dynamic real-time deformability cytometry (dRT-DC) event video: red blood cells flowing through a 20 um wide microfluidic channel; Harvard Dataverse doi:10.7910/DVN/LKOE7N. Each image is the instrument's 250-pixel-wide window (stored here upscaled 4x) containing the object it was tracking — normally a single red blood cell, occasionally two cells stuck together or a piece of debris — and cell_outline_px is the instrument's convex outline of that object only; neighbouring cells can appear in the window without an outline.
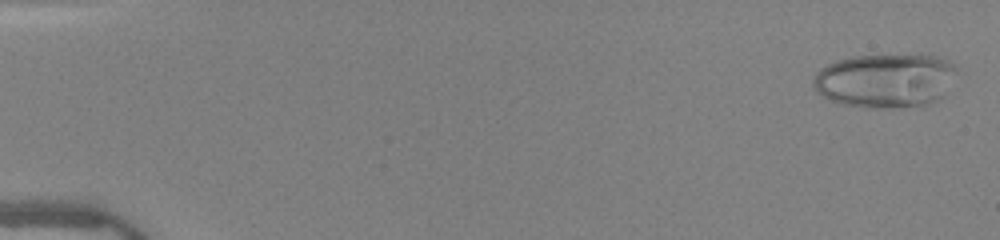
{"species": "human", "species_latin": "Homo sapiens", "temperature_condition": "warm", "stored_images_in_passage": 51, "camera_frame_rate_fps": 3000, "um_per_image_px": 0.085, "donor": {"sex": "female"}, "frame": {"image": 1, "passage_image": 2, "time_ms": 0.333, "image_size_px": [1000, 240], "cell_outline_px": [[956, 68], [944, 96], [928, 104], [892, 108], [880, 108], [844, 104], [828, 100], [816, 92], [812, 88], [812, 80], [816, 72], [820, 68], [836, 60], [852, 56], [920, 52], [956, 64]], "centroid_in_image_um": [75.21, 6.8], "position_along_channel_um": 9.8, "area_um2": 45.95}}
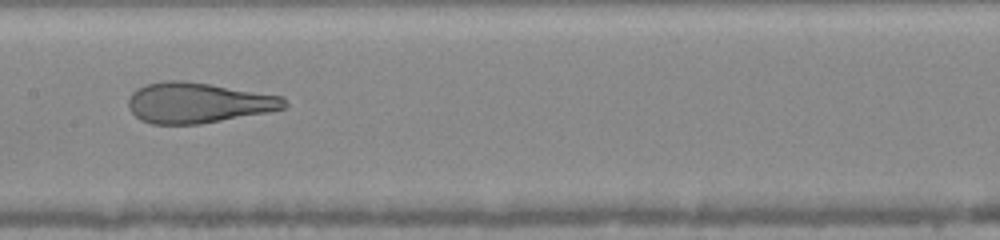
{"frame": {"image": 2, "passage_image": 27, "time_ms": 8.667, "image_size_px": [1000, 240], "cell_outline_px": [[288, 104], [284, 108], [268, 112], [200, 124], [152, 124], [140, 120], [128, 108], [128, 100], [132, 92], [136, 88], [144, 84], [168, 80], [184, 80], [284, 96]], "centroid_in_image_um": [16.81, 8.73], "position_along_channel_um": 190.6, "area_um2": 36.93}}
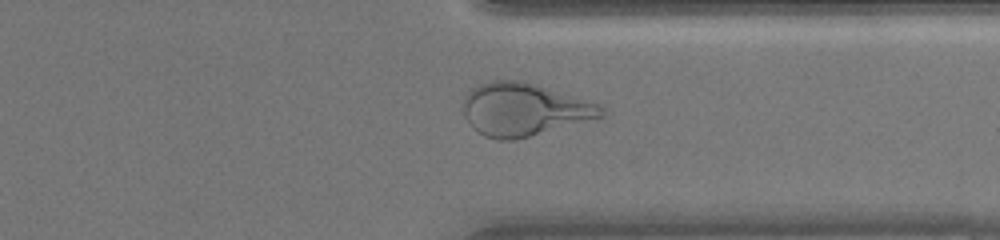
{"frame": {"image": 3, "passage_image": 40, "time_ms": 13.0, "image_size_px": [1000, 240], "cell_outline_px": [[604, 116], [516, 140], [496, 140], [484, 136], [476, 132], [472, 128], [464, 116], [464, 96], [472, 88], [480, 84], [492, 80], [516, 80], [532, 84], [604, 104]], "centroid_in_image_um": [44.53, 9.32], "position_along_channel_um": 366.9, "area_um2": 42.48}, "authors_computed_cell_mechanics": {"area_um2": 40.46, "velocity_mm_per_s": 4.0744, "shape_relaxation_time_tau1_ms": 8.6704, "shape_relaxation_time_tau2_ms": 0.9904, "deformation_change_tau1": 0.3229, "deformation_change_tau2": 0.0991}}